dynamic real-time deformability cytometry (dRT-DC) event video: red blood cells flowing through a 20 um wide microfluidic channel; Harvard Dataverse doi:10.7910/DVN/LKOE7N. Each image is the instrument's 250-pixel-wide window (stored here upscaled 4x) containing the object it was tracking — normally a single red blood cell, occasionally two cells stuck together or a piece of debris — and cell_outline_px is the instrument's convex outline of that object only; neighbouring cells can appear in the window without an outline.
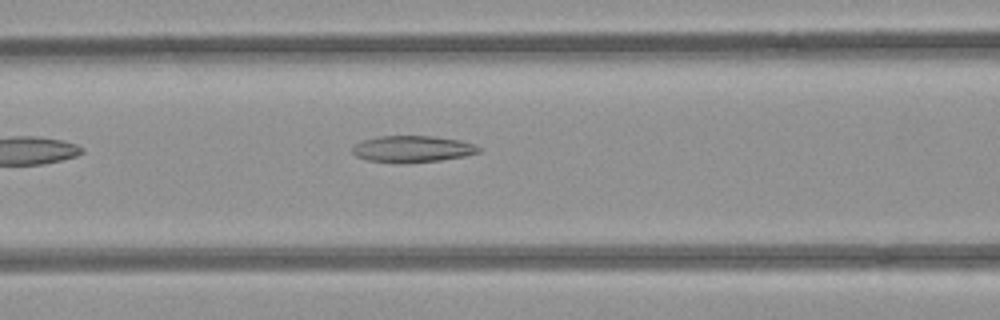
{"species": "common noctule bat (a hibernating species)", "species_latin": "Nyctalus noctula", "temperature_condition": "room temperature", "stored_images_in_passage": 8, "camera_frame_rate_fps": 3000, "um_per_image_px": 0.085, "animal": {"sex": "female", "body_mass_g": 21.9}, "frame": {"image": 1, "passage_image": 5, "time_ms": 1.333, "image_size_px": [1000, 320], "cell_outline_px": [[480, 152], [464, 156], [440, 160], [396, 164], [368, 160], [356, 156], [352, 152], [352, 148], [356, 144], [364, 140], [376, 136], [432, 136], [460, 140], [472, 144], [480, 148]], "centroid_in_image_um": [35.02, 12.67], "position_along_channel_um": 131.6, "area_um2": 19.54}}